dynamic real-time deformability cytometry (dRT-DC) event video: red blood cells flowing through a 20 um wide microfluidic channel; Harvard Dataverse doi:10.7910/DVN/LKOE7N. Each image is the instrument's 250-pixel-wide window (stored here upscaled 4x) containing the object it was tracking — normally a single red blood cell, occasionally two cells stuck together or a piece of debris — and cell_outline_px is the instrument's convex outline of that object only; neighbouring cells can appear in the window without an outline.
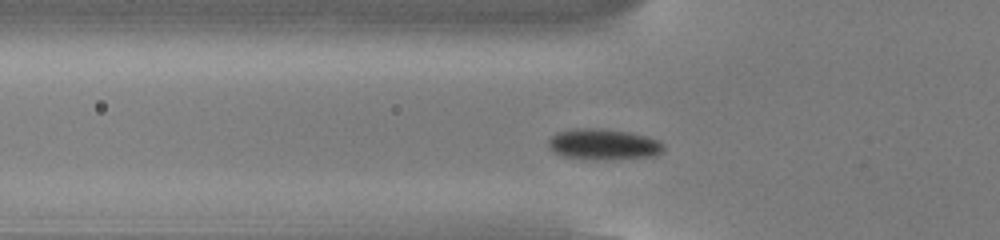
{"species": "common noctule bat (a hibernating species)", "species_latin": "Nyctalus noctula", "temperature_condition": "cold", "stored_images_in_passage": 45, "camera_frame_rate_fps": 3000, "um_per_image_px": 0.085, "animal": {"sex": "male", "body_mass_g": 13.0, "forearm_length_mm": 53.1}, "frame": {"image": 1, "passage_image": 9, "time_ms": 2.667, "image_size_px": [1000, 240], "cell_outline_px": [[664, 148], [656, 156], [592, 160], [564, 156], [552, 152], [548, 148], [548, 140], [556, 132], [576, 128], [600, 128], [628, 132], [648, 136], [664, 144]], "centroid_in_image_um": [51.25, 12.26], "position_along_channel_um": 74.6, "area_um2": 20.81}}
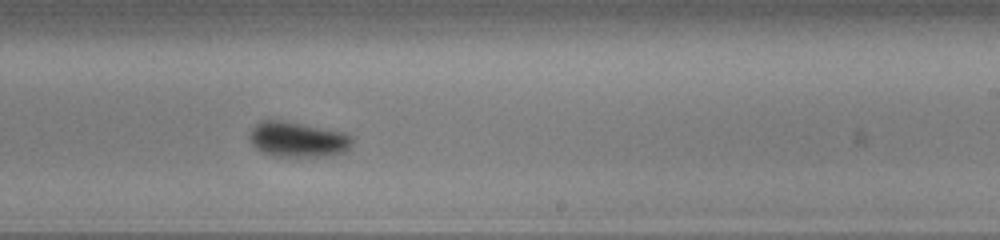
{"frame": {"image": 2, "passage_image": 24, "time_ms": 7.667, "image_size_px": [1000, 240], "cell_outline_px": [[352, 144], [344, 152], [336, 156], [272, 156], [256, 148], [252, 144], [248, 136], [248, 132], [260, 120], [280, 120], [304, 124], [344, 132], [352, 136]], "centroid_in_image_um": [25.31, 11.85], "position_along_channel_um": 263.7, "area_um2": 21.27}}
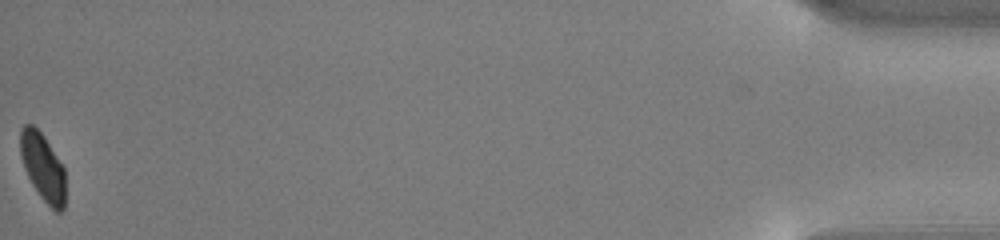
{"frame": {"image": 3, "passage_image": 45, "time_ms": 14.667, "image_size_px": [1000, 240], "cell_outline_px": [[64, 208], [60, 212], [56, 212], [40, 196], [32, 184], [24, 168], [20, 156], [20, 128], [24, 124], [32, 124], [44, 136], [64, 168]], "centroid_in_image_um": [3.61, 14.17], "position_along_channel_um": 431.6, "area_um2": 17.57}, "authors_computed_cell_mechanics": {"area_um2": 20.1144, "velocity_mm_per_s": 3.7854, "shape_relaxation_time_tau1_ms": 3.7842, "shape_relaxation_time_tau2_ms": null, "deformation_change_tau1": 0.1263, "deformation_change_tau2": null}}